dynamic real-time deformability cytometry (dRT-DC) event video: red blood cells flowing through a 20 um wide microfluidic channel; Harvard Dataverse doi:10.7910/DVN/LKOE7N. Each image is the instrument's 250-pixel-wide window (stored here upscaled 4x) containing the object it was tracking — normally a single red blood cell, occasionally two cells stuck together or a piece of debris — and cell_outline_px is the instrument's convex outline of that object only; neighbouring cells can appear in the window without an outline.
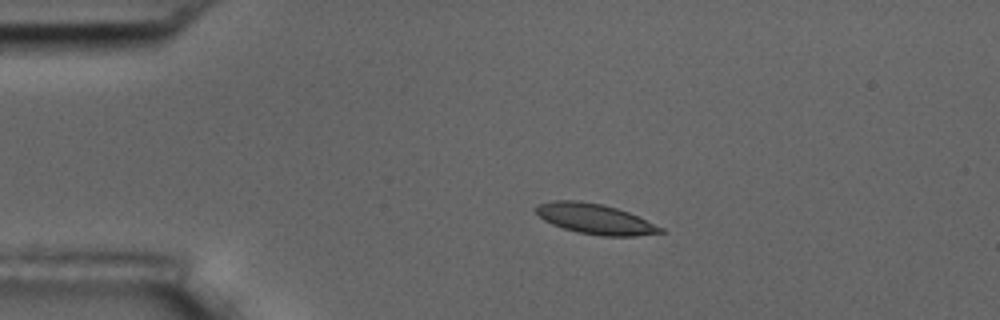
{"species": "common noctule bat (a hibernating species)", "species_latin": "Nyctalus noctula", "temperature_condition": "room temperature", "stored_images_in_passage": 15, "camera_frame_rate_fps": 3000, "um_per_image_px": 0.085, "animal": {"sex": "male", "body_mass_g": 17.5, "forearm_length_mm": 52.3}, "frame": {"image": 1, "passage_image": 3, "time_ms": 3.0, "image_size_px": [1000, 320], "cell_outline_px": [[664, 232], [636, 236], [604, 236], [576, 232], [552, 224], [544, 220], [532, 208], [540, 204], [552, 200], [576, 200], [604, 204], [628, 212], [664, 228]], "centroid_in_image_um": [50.56, 18.6], "position_along_channel_um": 34.4, "area_um2": 21.91}}
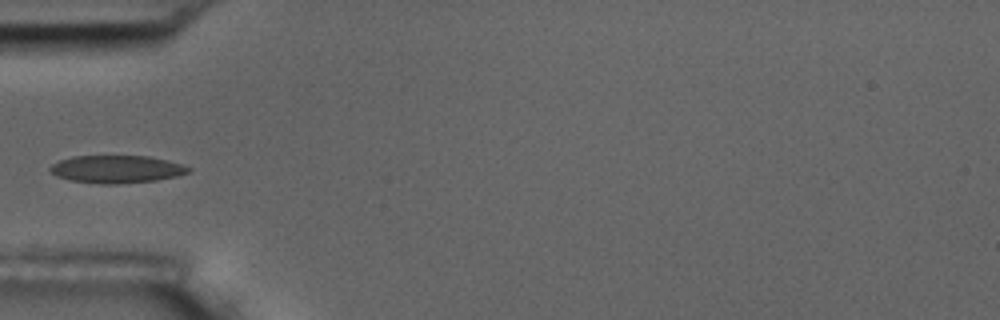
{"frame": {"image": 2, "passage_image": 5, "time_ms": 5.333, "image_size_px": [1000, 320], "cell_outline_px": [[192, 168], [188, 172], [176, 176], [156, 180], [116, 184], [100, 184], [68, 180], [56, 176], [48, 172], [48, 168], [52, 164], [60, 160], [72, 156], [148, 156], [184, 164]], "centroid_in_image_um": [9.86, 14.38], "position_along_channel_um": 75.1, "area_um2": 22.43}}
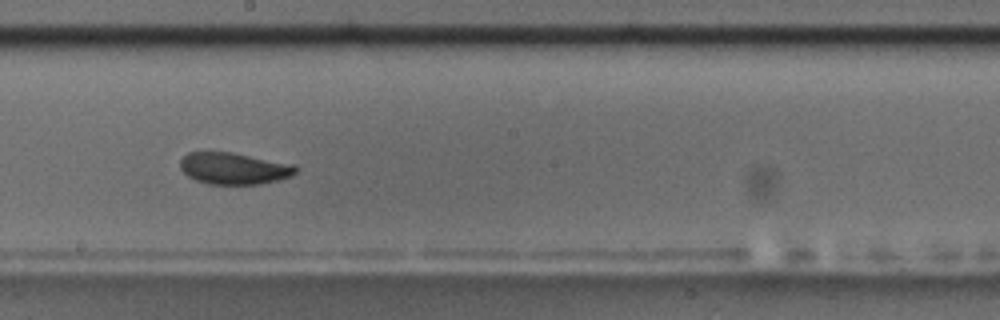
{"frame": {"image": 3, "passage_image": 9, "time_ms": 9.667, "image_size_px": [1000, 320], "cell_outline_px": [[300, 168], [292, 176], [280, 180], [260, 184], [208, 184], [196, 180], [188, 176], [180, 168], [180, 160], [188, 152], [232, 152], [296, 164]], "centroid_in_image_um": [19.94, 14.31], "position_along_channel_um": 228.3, "area_um2": 21.62}, "authors_computed_cell_mechanics": {"area_um2": 21.8484, "velocity_mm_per_s": 3.5517, "shape_relaxation_time_tau1_ms": 2.5152, "shape_relaxation_time_tau2_ms": 1.3936, "deformation_change_tau1": 0.0973, "deformation_change_tau2": 0.0615}}